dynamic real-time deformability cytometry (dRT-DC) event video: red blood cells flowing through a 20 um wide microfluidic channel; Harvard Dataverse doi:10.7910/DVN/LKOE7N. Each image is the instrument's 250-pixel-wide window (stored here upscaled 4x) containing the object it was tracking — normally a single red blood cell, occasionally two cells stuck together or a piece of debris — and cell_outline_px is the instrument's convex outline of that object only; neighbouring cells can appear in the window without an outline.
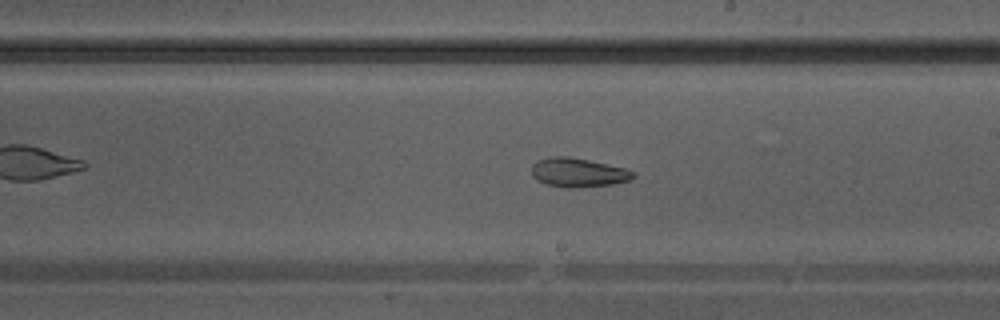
{"species": "Egyptian fruit bat (a non-hibernating species)", "species_latin": "Rousettus aegyptiacus", "temperature_condition": "warm", "stored_images_in_passage": 40, "camera_frame_rate_fps": 3000, "um_per_image_px": 0.085, "animal": {"sex": "male"}, "frame": {"image": 1, "passage_image": 23, "time_ms": 7.333, "image_size_px": [1000, 320], "cell_outline_px": [[636, 176], [632, 180], [612, 184], [572, 188], [568, 188], [548, 184], [532, 176], [532, 164], [536, 160], [552, 156], [568, 156], [588, 160], [624, 168], [636, 172]], "centroid_in_image_um": [49.17, 14.66], "position_along_channel_um": 239.8, "area_um2": 17.11}}